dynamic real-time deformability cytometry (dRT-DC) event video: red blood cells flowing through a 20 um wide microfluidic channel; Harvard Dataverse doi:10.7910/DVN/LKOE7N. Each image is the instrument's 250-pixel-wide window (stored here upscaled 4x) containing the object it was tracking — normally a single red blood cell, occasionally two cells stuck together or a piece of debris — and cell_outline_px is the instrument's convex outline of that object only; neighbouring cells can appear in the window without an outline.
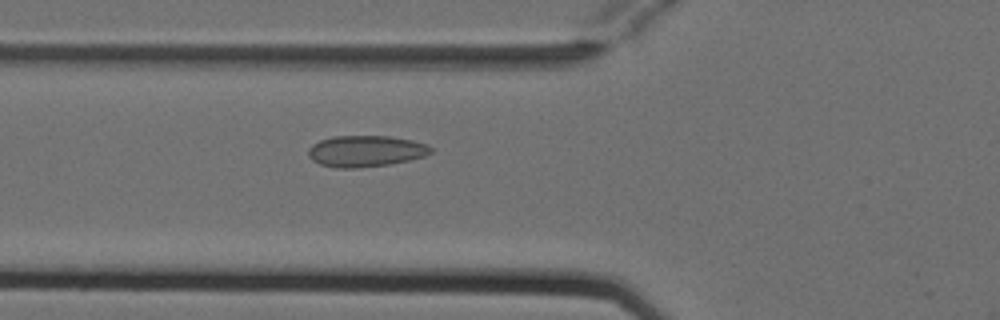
{"species": "Egyptian fruit bat (a non-hibernating species)", "species_latin": "Rousettus aegyptiacus", "temperature_condition": "cold", "stored_images_in_passage": 3, "camera_frame_rate_fps": 3000, "um_per_image_px": 0.085, "animal": {"sex": "female"}, "frame": {"image": 1, "passage_image": 3, "time_ms": 0.667, "image_size_px": [1000, 320], "cell_outline_px": [[432, 152], [424, 156], [408, 160], [388, 164], [356, 168], [336, 168], [320, 164], [312, 160], [308, 156], [308, 148], [312, 144], [320, 140], [332, 136], [388, 136], [412, 140], [428, 144], [432, 148]], "centroid_in_image_um": [31.06, 12.84], "position_along_channel_um": 94.7, "area_um2": 22.37}}